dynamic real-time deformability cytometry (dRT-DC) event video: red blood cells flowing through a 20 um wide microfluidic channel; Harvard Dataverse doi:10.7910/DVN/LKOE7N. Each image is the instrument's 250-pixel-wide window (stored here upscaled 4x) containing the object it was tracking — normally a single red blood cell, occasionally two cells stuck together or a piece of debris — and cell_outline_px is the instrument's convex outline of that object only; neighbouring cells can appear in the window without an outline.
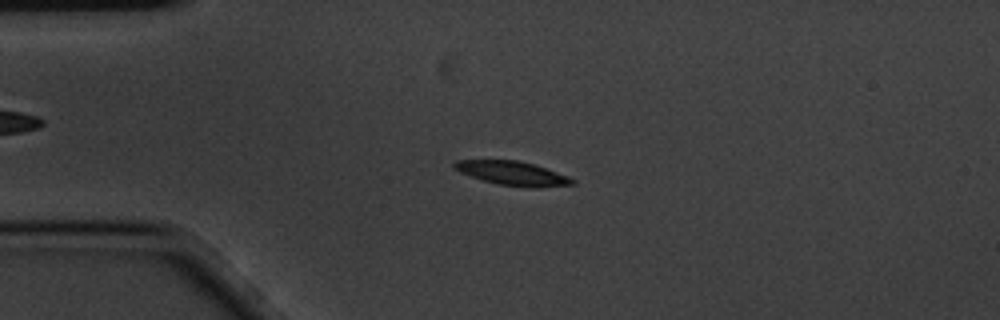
{"species": "common noctule bat (a hibernating species)", "species_latin": "Nyctalus noctula", "temperature_condition": "cold", "stored_images_in_passage": 4, "camera_frame_rate_fps": 3000, "um_per_image_px": 0.085, "animal": {"sex": "male", "body_mass_g": 20.1, "forearm_length_mm": 53.5}, "frame": {"image": 1, "passage_image": 3, "time_ms": 0.667, "image_size_px": [1000, 320], "cell_outline_px": [[576, 184], [536, 188], [532, 188], [500, 184], [484, 180], [460, 172], [452, 168], [452, 164], [456, 160], [516, 160], [532, 164], [568, 176], [576, 180]], "centroid_in_image_um": [43.57, 14.73], "position_along_channel_um": 41.4, "area_um2": 16.3}}